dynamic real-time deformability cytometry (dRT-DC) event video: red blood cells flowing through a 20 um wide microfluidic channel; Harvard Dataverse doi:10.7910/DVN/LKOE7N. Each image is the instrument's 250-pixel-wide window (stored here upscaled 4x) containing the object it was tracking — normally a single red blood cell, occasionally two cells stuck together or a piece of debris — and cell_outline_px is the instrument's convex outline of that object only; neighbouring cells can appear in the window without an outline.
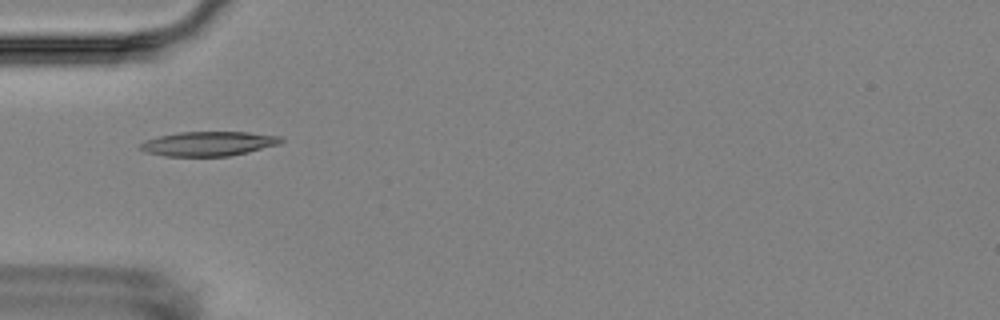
{"species": "Egyptian fruit bat (a non-hibernating species)", "species_latin": "Rousettus aegyptiacus", "temperature_condition": "room temperature", "stored_images_in_passage": 13, "camera_frame_rate_fps": 3000, "um_per_image_px": 0.085, "animal": {"sex": "female"}, "frame": {"image": 1, "passage_image": 5, "time_ms": 5.667, "image_size_px": [1000, 320], "cell_outline_px": [[284, 140], [280, 144], [248, 152], [228, 156], [164, 156], [144, 152], [140, 148], [140, 144], [144, 140], [160, 136], [180, 132], [248, 132], [280, 136]], "centroid_in_image_um": [17.72, 12.21], "position_along_channel_um": 67.3, "area_um2": 20.06}}
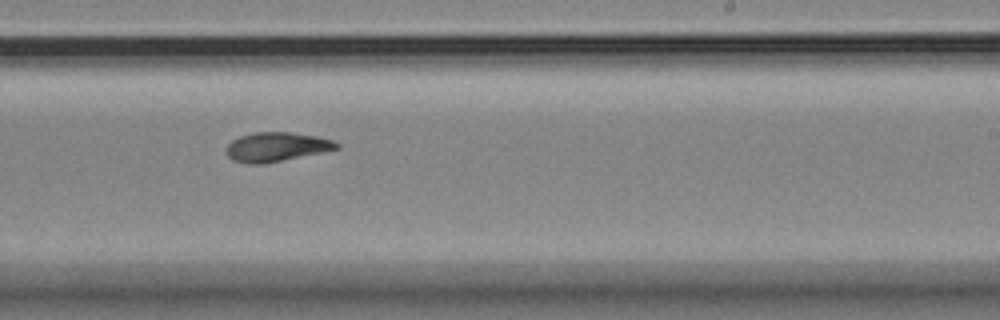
{"frame": {"image": 2, "passage_image": 10, "time_ms": 11.333, "image_size_px": [1000, 320], "cell_outline_px": [[340, 148], [264, 164], [248, 164], [232, 160], [228, 156], [228, 144], [232, 140], [240, 136], [256, 132], [288, 132], [316, 136], [332, 140], [340, 144]], "centroid_in_image_um": [23.49, 12.49], "position_along_channel_um": 265.5, "area_um2": 18.55}}
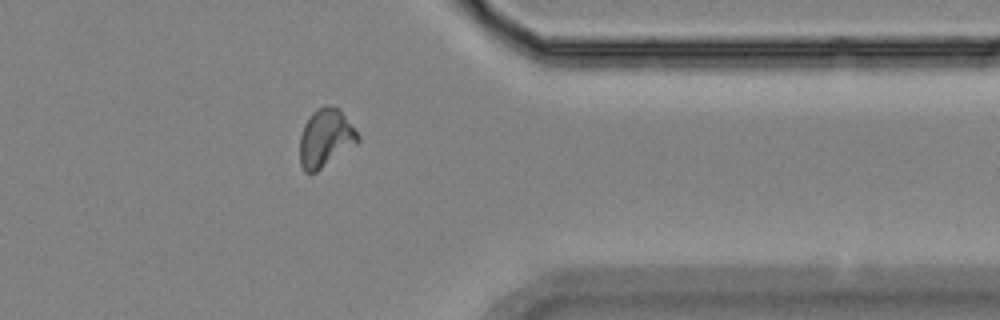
{"frame": {"image": 3, "passage_image": 13, "time_ms": 15.0, "image_size_px": [1000, 320], "cell_outline_px": [[360, 140], [356, 144], [316, 172], [304, 172], [300, 164], [300, 136], [304, 124], [308, 116], [312, 112], [320, 108], [340, 108], [360, 136]], "centroid_in_image_um": [27.67, 11.75], "position_along_channel_um": 383.7, "area_um2": 19.42}, "authors_computed_cell_mechanics": {"area_um2": 18.785, "velocity_mm_per_s": 3.4904, "shape_relaxation_time_tau1_ms": null, "shape_relaxation_time_tau2_ms": 2.5649, "deformation_change_tau1": null, "deformation_change_tau2": 0.0788}}